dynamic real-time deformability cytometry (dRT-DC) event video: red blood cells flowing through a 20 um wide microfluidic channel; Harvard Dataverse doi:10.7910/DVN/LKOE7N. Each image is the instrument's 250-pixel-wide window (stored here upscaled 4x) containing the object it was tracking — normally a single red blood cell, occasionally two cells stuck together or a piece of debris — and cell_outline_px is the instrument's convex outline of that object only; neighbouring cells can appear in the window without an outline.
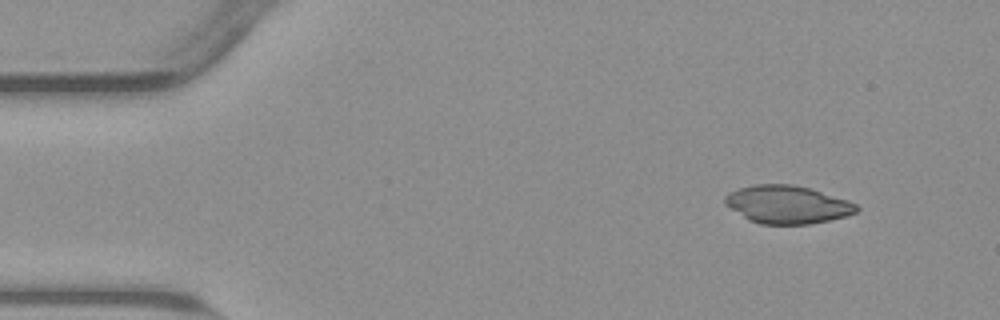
{"species": "common noctule bat (a hibernating species)", "species_latin": "Nyctalus noctula", "temperature_condition": "warm", "stored_images_in_passage": 49, "camera_frame_rate_fps": 3000, "um_per_image_px": 0.085, "animal": {"sex": "male", "body_mass_g": 23.1, "forearm_length_mm": 52.7}, "frame": {"image": 1, "passage_image": 1, "time_ms": 0.0, "image_size_px": [1000, 320], "cell_outline_px": [[860, 208], [856, 212], [844, 216], [828, 220], [808, 224], [760, 224], [748, 220], [724, 204], [724, 196], [728, 192], [740, 188], [756, 184], [792, 184], [812, 188], [848, 200], [856, 204]], "centroid_in_image_um": [66.9, 17.37], "position_along_channel_um": 18.1, "area_um2": 29.19}}